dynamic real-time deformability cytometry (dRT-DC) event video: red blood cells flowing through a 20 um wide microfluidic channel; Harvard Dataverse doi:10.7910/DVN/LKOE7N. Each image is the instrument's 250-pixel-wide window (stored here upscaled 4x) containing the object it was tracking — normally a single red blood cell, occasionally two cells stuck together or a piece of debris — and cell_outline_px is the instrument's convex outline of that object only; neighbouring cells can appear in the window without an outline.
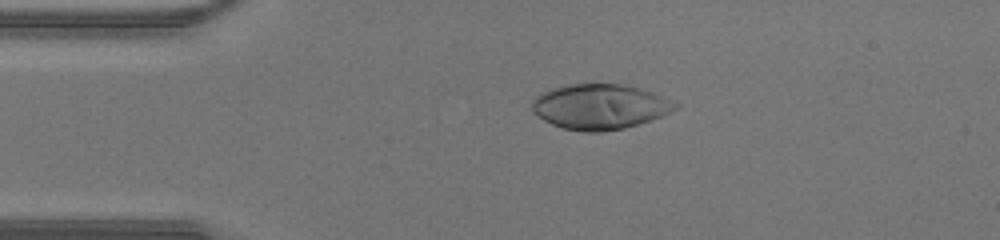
{"species": "human", "species_latin": "Homo sapiens", "temperature_condition": "warm", "stored_images_in_passage": 44, "camera_frame_rate_fps": 3000, "um_per_image_px": 0.085, "donor": {"sex": "male"}, "frame": {"image": 1, "passage_image": 9, "time_ms": 2.667, "image_size_px": [1000, 240], "cell_outline_px": [[680, 104], [676, 108], [660, 116], [624, 128], [600, 132], [584, 132], [564, 128], [552, 124], [544, 120], [532, 112], [532, 100], [540, 92], [552, 88], [568, 84], [620, 84], [640, 88], [652, 92]], "centroid_in_image_um": [50.93, 9.06], "position_along_channel_um": 34.1, "area_um2": 37.45}}
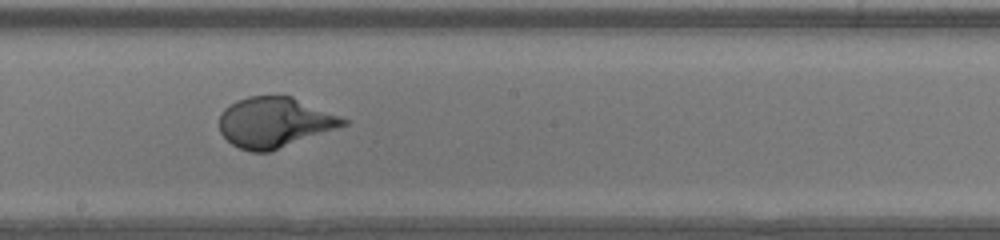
{"frame": {"image": 2, "passage_image": 24, "time_ms": 7.667, "image_size_px": [1000, 240], "cell_outline_px": [[348, 124], [268, 152], [252, 152], [240, 148], [232, 144], [220, 132], [220, 112], [224, 108], [236, 100], [248, 96], [292, 96], [340, 116], [348, 120]], "centroid_in_image_um": [23.31, 10.39], "position_along_channel_um": 224.9, "area_um2": 35.95}}
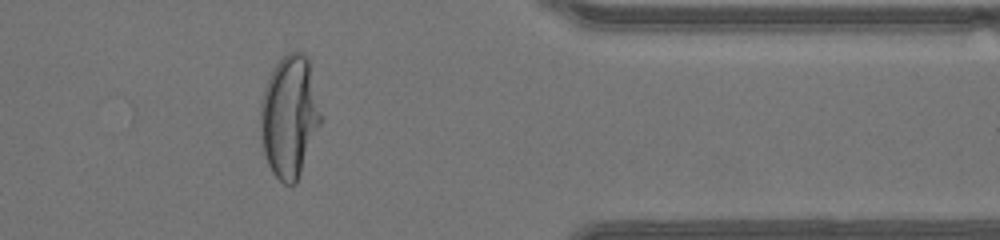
{"frame": {"image": 3, "passage_image": 36, "time_ms": 11.667, "image_size_px": [1000, 240], "cell_outline_px": [[324, 120], [300, 176], [296, 184], [284, 184], [272, 172], [268, 164], [260, 144], [260, 104], [264, 88], [276, 64], [288, 52], [304, 52], [308, 56], [324, 116]], "centroid_in_image_um": [24.65, 9.93], "position_along_channel_um": 386.8, "area_um2": 44.1}}